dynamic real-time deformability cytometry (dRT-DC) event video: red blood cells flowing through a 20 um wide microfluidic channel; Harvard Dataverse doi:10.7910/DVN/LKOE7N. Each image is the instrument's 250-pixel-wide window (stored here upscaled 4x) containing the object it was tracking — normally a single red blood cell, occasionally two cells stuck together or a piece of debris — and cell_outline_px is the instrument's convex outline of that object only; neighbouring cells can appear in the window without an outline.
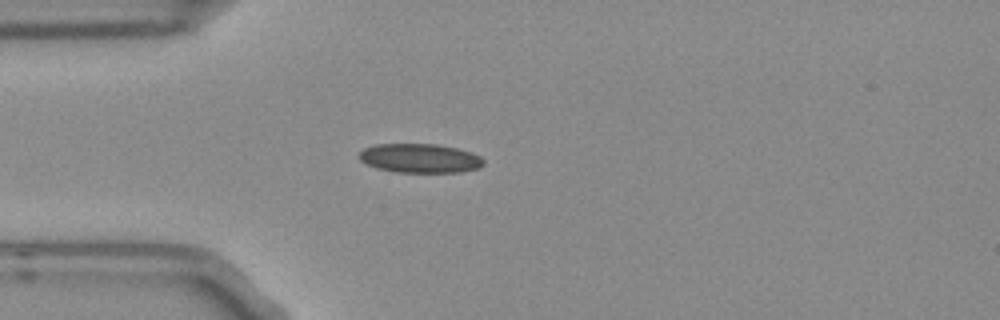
{"species": "Egyptian fruit bat (a non-hibernating species)", "species_latin": "Rousettus aegyptiacus", "temperature_condition": "room temperature", "stored_images_in_passage": 4, "camera_frame_rate_fps": 3000, "um_per_image_px": 0.085, "frame": {"image": 1, "passage_image": 4, "time_ms": 1.0, "image_size_px": [1000, 320], "cell_outline_px": [[484, 164], [480, 168], [460, 172], [396, 172], [376, 168], [360, 160], [360, 152], [364, 148], [372, 144], [436, 144], [456, 148], [472, 152], [480, 156], [484, 160]], "centroid_in_image_um": [35.71, 13.45], "position_along_channel_um": 49.3, "area_um2": 21.15}}